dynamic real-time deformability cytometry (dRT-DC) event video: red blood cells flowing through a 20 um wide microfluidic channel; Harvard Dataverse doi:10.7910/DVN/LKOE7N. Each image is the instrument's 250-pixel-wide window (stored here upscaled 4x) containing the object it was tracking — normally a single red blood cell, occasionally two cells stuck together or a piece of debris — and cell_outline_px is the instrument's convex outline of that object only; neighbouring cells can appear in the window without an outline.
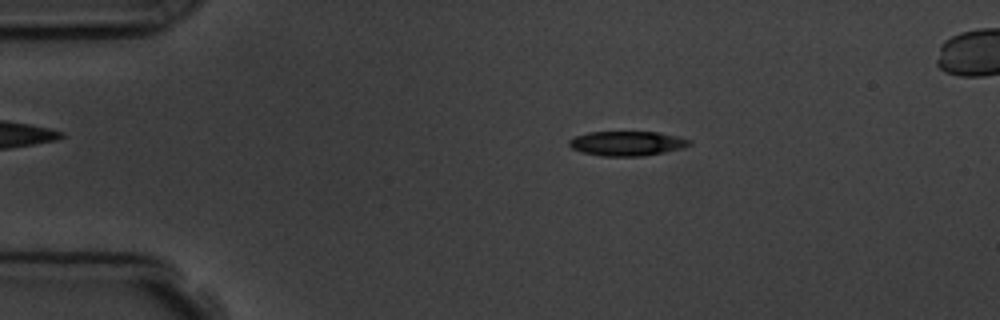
{"species": "common noctule bat (a hibernating species)", "species_latin": "Nyctalus noctula", "temperature_condition": "room temperature", "stored_images_in_passage": 16, "camera_frame_rate_fps": 3000, "um_per_image_px": 0.085, "animal": {"sex": "male", "body_mass_g": 19.5, "forearm_length_mm": 54.6}, "frame": {"image": 1, "passage_image": 3, "time_ms": 2.333, "image_size_px": [1000, 320], "cell_outline_px": [[692, 144], [684, 148], [664, 152], [640, 156], [600, 156], [584, 152], [572, 148], [568, 144], [568, 140], [576, 136], [588, 132], [656, 132], [680, 136], [692, 140]], "centroid_in_image_um": [53.34, 12.18], "position_along_channel_um": 31.7, "area_um2": 17.28}}
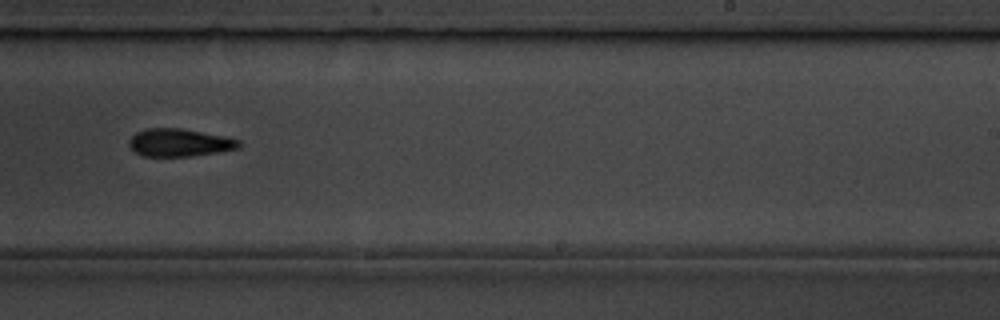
{"frame": {"image": 2, "passage_image": 10, "time_ms": 10.0, "image_size_px": [1000, 320], "cell_outline_px": [[240, 148], [192, 156], [144, 156], [136, 152], [128, 144], [128, 140], [136, 132], [144, 128], [180, 128], [224, 136], [240, 140]], "centroid_in_image_um": [15.23, 12.11], "position_along_channel_um": 273.8, "area_um2": 17.69}, "authors_computed_cell_mechanics": {"area_um2": 17.6868, "velocity_mm_per_s": 3.8086, "shape_relaxation_time_tau1_ms": 3.2617, "shape_relaxation_time_tau2_ms": null, "deformation_change_tau1": 0.1124, "deformation_change_tau2": null}}